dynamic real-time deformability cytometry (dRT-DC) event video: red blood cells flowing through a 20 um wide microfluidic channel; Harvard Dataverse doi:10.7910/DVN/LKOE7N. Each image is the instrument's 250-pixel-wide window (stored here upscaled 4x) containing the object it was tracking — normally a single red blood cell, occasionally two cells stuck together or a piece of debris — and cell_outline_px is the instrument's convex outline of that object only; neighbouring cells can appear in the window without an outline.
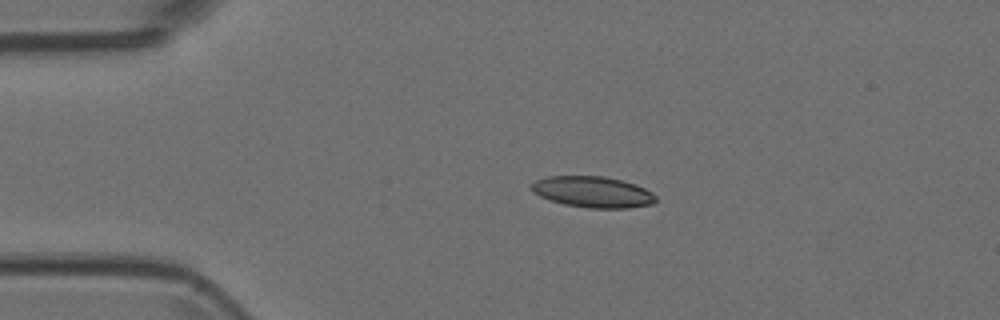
{"species": "Egyptian fruit bat (a non-hibernating species)", "species_latin": "Rousettus aegyptiacus", "temperature_condition": "room temperature", "stored_images_in_passage": 4, "camera_frame_rate_fps": 3000, "um_per_image_px": 0.085, "animal": {"sex": "female"}, "frame": {"image": 1, "passage_image": 3, "time_ms": 0.667, "image_size_px": [1000, 320], "cell_outline_px": [[656, 200], [652, 204], [628, 208], [588, 208], [564, 204], [540, 196], [532, 192], [528, 188], [536, 180], [548, 176], [604, 176], [636, 184], [652, 192], [656, 196]], "centroid_in_image_um": [50.38, 16.31], "position_along_channel_um": 34.6, "area_um2": 22.54}}